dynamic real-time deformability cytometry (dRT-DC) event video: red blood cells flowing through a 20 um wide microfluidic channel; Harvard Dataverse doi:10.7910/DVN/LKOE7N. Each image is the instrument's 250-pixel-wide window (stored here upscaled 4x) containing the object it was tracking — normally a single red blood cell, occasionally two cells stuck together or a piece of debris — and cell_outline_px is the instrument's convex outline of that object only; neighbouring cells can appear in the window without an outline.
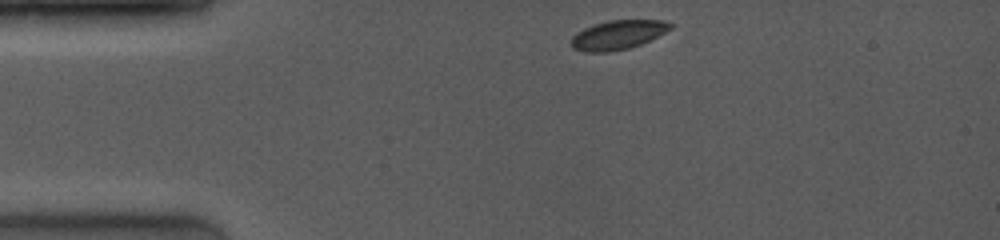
{"species": "common noctule bat (a hibernating species)", "species_latin": "Nyctalus noctula", "temperature_condition": "room temperature", "stored_images_in_passage": 9, "camera_frame_rate_fps": 4000, "um_per_image_px": 0.085, "animal": {"sex": "female", "body_mass_g": 19.0, "forearm_length_mm": 53.3}, "frame": {"image": 1, "passage_image": 1, "time_ms": 0.0, "image_size_px": [1000, 240], "cell_outline_px": [[672, 28], [640, 44], [628, 48], [608, 52], [584, 52], [572, 48], [568, 44], [572, 36], [576, 32], [584, 28], [608, 20], [664, 20], [672, 24]], "centroid_in_image_um": [52.45, 2.97], "position_along_channel_um": 32.6, "area_um2": 16.82}}
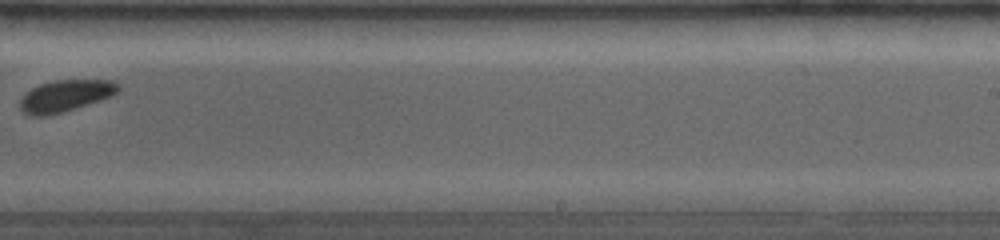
{"frame": {"image": 2, "passage_image": 8, "time_ms": 7.25, "image_size_px": [1000, 240], "cell_outline_px": [[120, 88], [112, 96], [76, 108], [48, 116], [28, 116], [20, 108], [20, 100], [32, 88], [40, 84], [52, 80], [112, 80], [120, 84]], "centroid_in_image_um": [5.57, 8.14], "position_along_channel_um": 283.4, "area_um2": 18.09}}
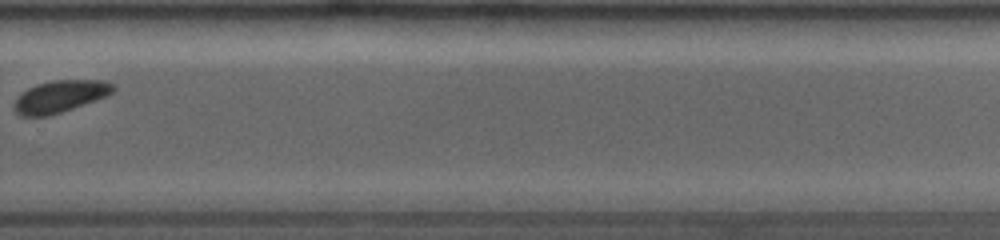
{"frame": {"image": 3, "passage_image": 9, "time_ms": 8.25, "image_size_px": [1000, 240], "cell_outline_px": [[116, 88], [112, 92], [96, 100], [48, 116], [20, 116], [12, 108], [20, 92], [36, 84], [52, 80], [104, 80], [116, 84]], "centroid_in_image_um": [5.09, 8.18], "position_along_channel_um": 324.7, "area_um2": 18.5}}